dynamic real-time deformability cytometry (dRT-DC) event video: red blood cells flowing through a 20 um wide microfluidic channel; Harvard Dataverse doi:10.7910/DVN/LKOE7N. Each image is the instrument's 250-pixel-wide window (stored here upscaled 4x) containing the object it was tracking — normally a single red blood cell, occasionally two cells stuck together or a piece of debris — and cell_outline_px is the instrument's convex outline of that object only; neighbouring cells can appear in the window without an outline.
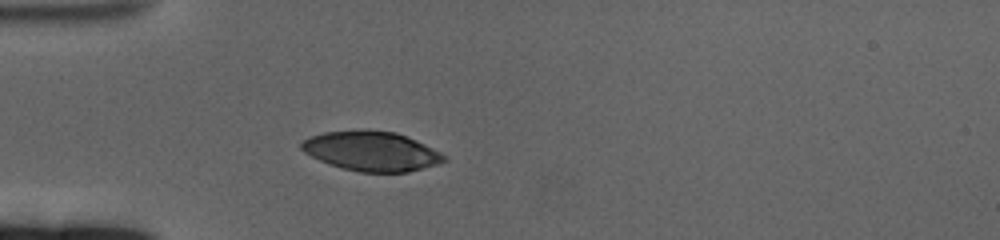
{"species": "human", "species_latin": "Homo sapiens", "temperature_condition": "cold", "stored_images_in_passage": 45, "camera_frame_rate_fps": 3000, "um_per_image_px": 0.085, "donor": {"sex": "female"}, "frame": {"image": 1, "passage_image": 1, "time_ms": 0.0, "image_size_px": [1000, 240], "cell_outline_px": [[448, 160], [436, 164], [408, 172], [360, 172], [344, 168], [320, 160], [304, 152], [300, 148], [300, 144], [308, 136], [324, 132], [364, 128], [396, 132], [416, 140], [448, 156]], "centroid_in_image_um": [31.57, 12.82], "position_along_channel_um": 53.4, "area_um2": 33.06}}
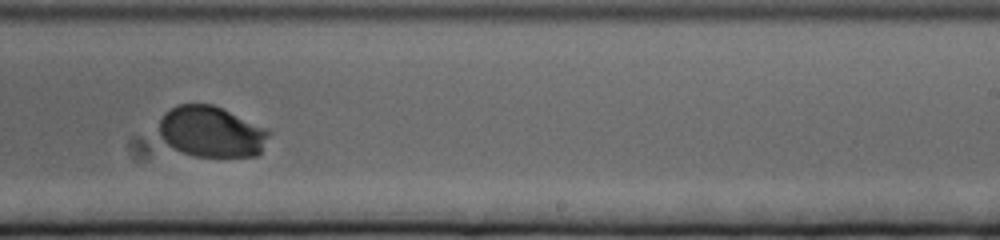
{"frame": {"image": 2, "passage_image": 22, "time_ms": 7.0, "image_size_px": [1000, 240], "cell_outline_px": [[272, 132], [260, 152], [256, 156], [192, 156], [172, 148], [160, 136], [160, 120], [164, 112], [168, 108], [176, 104], [212, 104], [264, 128]], "centroid_in_image_um": [17.93, 11.2], "position_along_channel_um": 271.1, "area_um2": 32.37}}
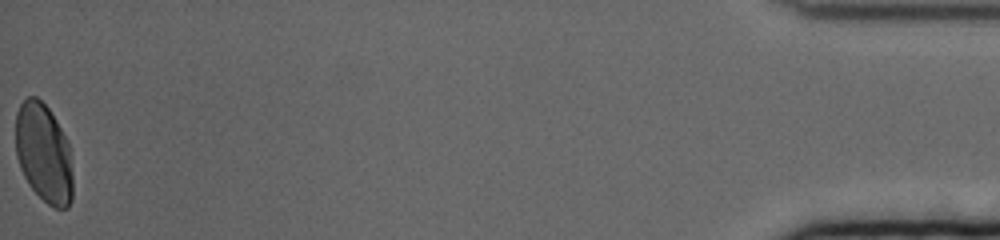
{"frame": {"image": 3, "passage_image": 45, "time_ms": 14.667, "image_size_px": [1000, 240], "cell_outline_px": [[72, 200], [68, 208], [52, 208], [28, 184], [20, 168], [16, 156], [16, 112], [20, 104], [28, 96], [36, 96], [48, 108], [56, 120], [68, 140], [72, 172]], "centroid_in_image_um": [3.72, 13.02], "position_along_channel_um": 431.5, "area_um2": 33.12}, "authors_computed_cell_mechanics": {"area_um2": 33.2928, "velocity_mm_per_s": 3.2768, "shape_relaxation_time_tau1_ms": 3.0103, "shape_relaxation_time_tau2_ms": null, "deformation_change_tau1": 0.1618, "deformation_change_tau2": null}}